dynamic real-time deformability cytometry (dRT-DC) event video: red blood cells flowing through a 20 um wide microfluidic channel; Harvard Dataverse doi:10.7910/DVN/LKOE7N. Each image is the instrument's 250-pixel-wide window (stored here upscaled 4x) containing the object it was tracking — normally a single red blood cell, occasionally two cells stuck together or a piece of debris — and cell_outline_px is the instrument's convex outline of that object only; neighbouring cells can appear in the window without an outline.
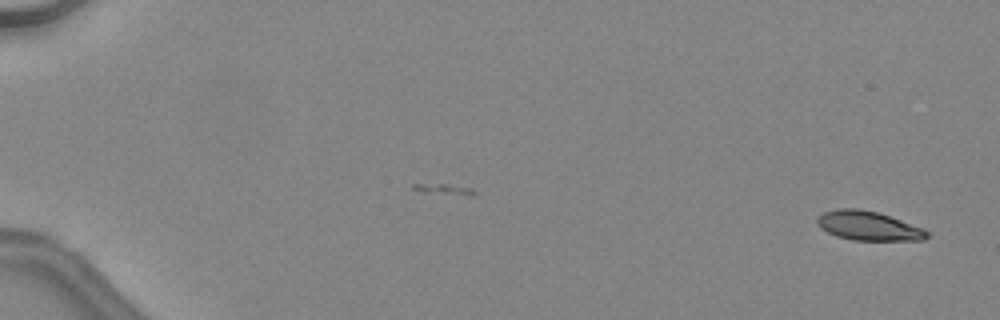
{"species": "common noctule bat (a hibernating species)", "species_latin": "Nyctalus noctula", "temperature_condition": "warm", "stored_images_in_passage": 48, "camera_frame_rate_fps": 3000, "um_per_image_px": 0.085, "animal": {"sex": "female", "body_mass_g": 24.6, "forearm_length_mm": 56.2}, "frame": {"image": 1, "passage_image": 2, "time_ms": 0.333, "image_size_px": [1000, 320], "cell_outline_px": [[928, 236], [924, 240], [852, 240], [836, 236], [820, 228], [816, 224], [816, 220], [824, 212], [836, 208], [856, 208], [876, 212], [924, 228], [928, 232]], "centroid_in_image_um": [73.79, 19.2], "position_along_channel_um": 11.2, "area_um2": 18.55}}
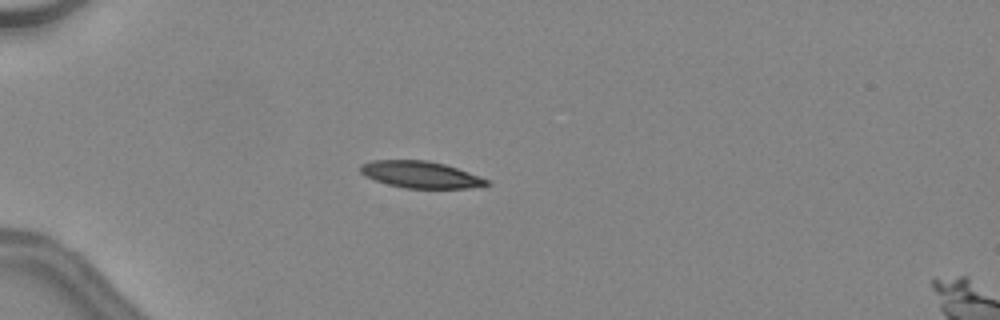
{"frame": {"image": 2, "passage_image": 15, "time_ms": 4.667, "image_size_px": [1000, 320], "cell_outline_px": [[492, 184], [468, 188], [404, 188], [388, 184], [364, 176], [360, 172], [360, 164], [372, 160], [428, 160], [444, 164], [468, 172], [488, 180]], "centroid_in_image_um": [35.72, 14.83], "position_along_channel_um": 49.3, "area_um2": 19.59}, "authors_computed_cell_mechanics": {"area_um2": 20.1722, "velocity_mm_per_s": 4.5183, "shape_relaxation_time_tau1_ms": null, "shape_relaxation_time_tau2_ms": 4.7269, "deformation_change_tau1": null, "deformation_change_tau2": 0.1328}}